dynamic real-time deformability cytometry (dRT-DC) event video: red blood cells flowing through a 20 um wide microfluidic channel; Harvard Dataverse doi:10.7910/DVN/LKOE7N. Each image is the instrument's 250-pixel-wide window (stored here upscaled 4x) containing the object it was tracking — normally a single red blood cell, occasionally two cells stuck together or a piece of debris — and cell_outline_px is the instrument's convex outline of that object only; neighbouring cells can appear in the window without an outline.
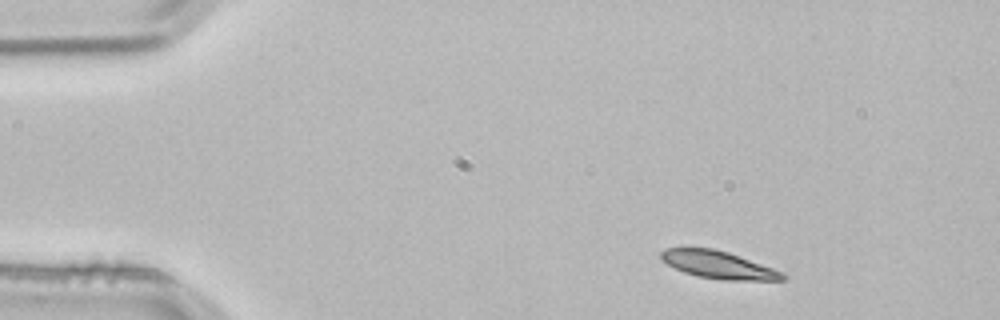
{"species": "common noctule bat (a hibernating species)", "species_latin": "Nyctalus noctula", "temperature_condition": "room temperature", "stored_images_in_passage": 2, "camera_frame_rate_fps": 3000, "um_per_image_px": 0.085, "animal": {"sex": "male", "body_mass_g": 21.5, "forearm_length_mm": 52.0}, "frame": {"image": 1, "passage_image": 1, "time_ms": 0.0, "image_size_px": [1000, 320], "cell_outline_px": [[788, 280], [724, 280], [700, 276], [684, 272], [668, 264], [660, 256], [660, 252], [668, 248], [712, 248], [728, 252], [784, 272], [788, 276]], "centroid_in_image_um": [61.13, 22.52], "position_along_channel_um": 23.9, "area_um2": 19.25}}